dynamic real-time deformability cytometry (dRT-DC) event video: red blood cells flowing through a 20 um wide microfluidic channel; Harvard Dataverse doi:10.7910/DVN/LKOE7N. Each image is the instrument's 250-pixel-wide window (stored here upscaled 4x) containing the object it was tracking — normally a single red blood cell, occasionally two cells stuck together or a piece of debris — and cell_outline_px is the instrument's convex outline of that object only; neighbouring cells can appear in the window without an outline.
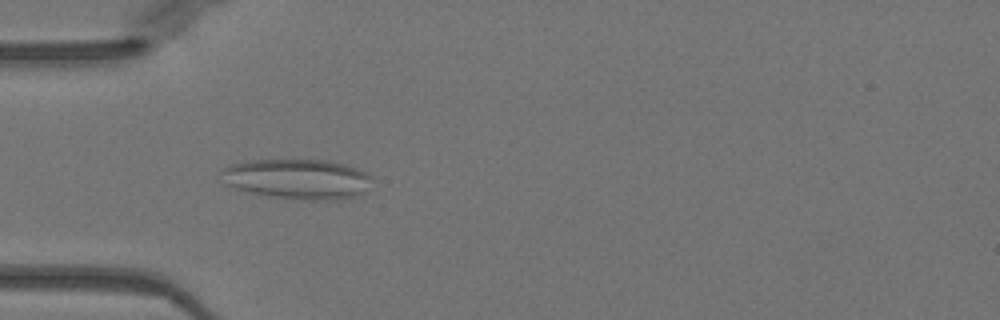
{"species": "Egyptian fruit bat (a non-hibernating species)", "species_latin": "Rousettus aegyptiacus", "temperature_condition": "warm", "stored_images_in_passage": 50, "camera_frame_rate_fps": 3000, "um_per_image_px": 0.085, "animal": {"sex": "female"}, "frame": {"image": 1, "passage_image": 15, "time_ms": 4.667, "image_size_px": [1000, 320], "cell_outline_px": [[372, 176], [364, 192], [340, 200], [312, 200], [276, 196], [248, 192], [236, 188], [228, 184], [224, 172], [224, 168], [232, 164], [248, 160], [328, 160], [344, 164], [356, 168]], "centroid_in_image_um": [25.34, 15.2], "position_along_channel_um": 59.7, "area_um2": 34.39}}
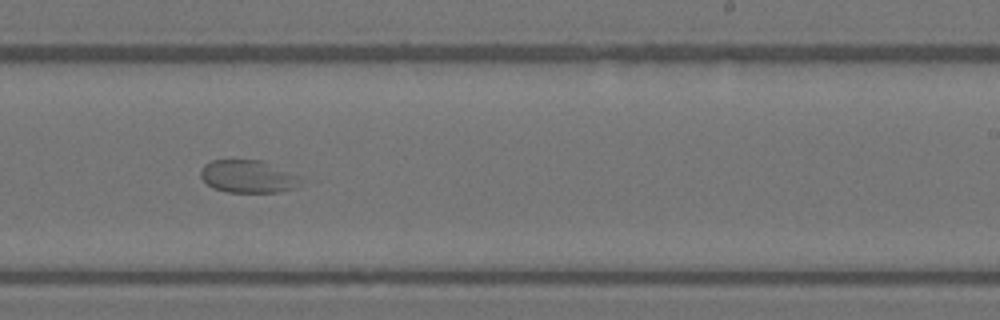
{"frame": {"image": 2, "passage_image": 31, "time_ms": 10.0, "image_size_px": [1000, 320], "cell_outline_px": [[304, 180], [292, 188], [280, 192], [228, 192], [212, 188], [200, 176], [200, 168], [204, 164], [212, 160], [260, 160], [304, 176]], "centroid_in_image_um": [21.11, 15.0], "position_along_channel_um": 267.9, "area_um2": 19.25}}
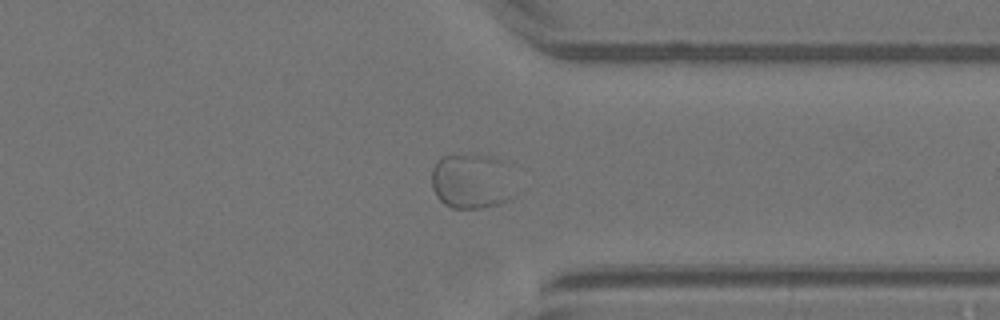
{"frame": {"image": 3, "passage_image": 39, "time_ms": 12.667, "image_size_px": [1000, 320], "cell_outline_px": [[508, 200], [496, 204], [480, 208], [452, 208], [444, 204], [436, 196], [432, 188], [432, 168], [436, 160], [440, 156], [488, 156], [500, 160], [508, 196]], "centroid_in_image_um": [39.86, 15.43], "position_along_channel_um": 371.5, "area_um2": 25.03}}